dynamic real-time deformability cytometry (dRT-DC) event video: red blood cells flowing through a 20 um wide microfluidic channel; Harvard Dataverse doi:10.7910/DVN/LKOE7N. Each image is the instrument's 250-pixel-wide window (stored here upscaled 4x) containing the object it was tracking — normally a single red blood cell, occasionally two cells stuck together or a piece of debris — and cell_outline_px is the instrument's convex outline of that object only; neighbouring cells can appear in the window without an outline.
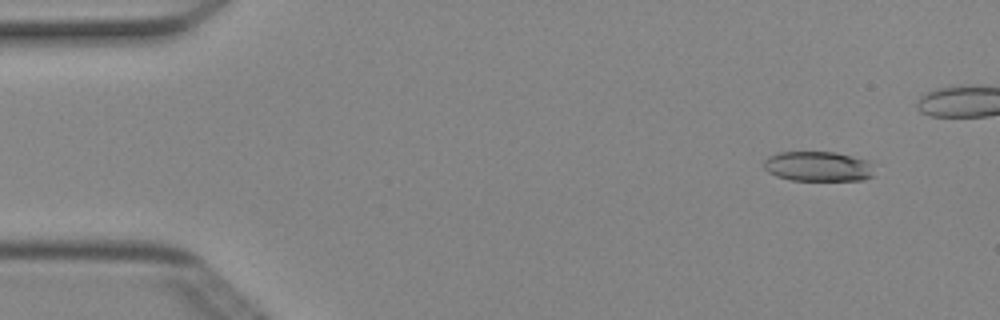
{"species": "Egyptian fruit bat (a non-hibernating species)", "species_latin": "Rousettus aegyptiacus", "temperature_condition": "cold", "stored_images_in_passage": 5, "segment_of_instrument_passage": [2, 2], "camera_frame_rate_fps": 3000, "um_per_image_px": 0.085, "animal": {"sex": "female"}, "frame": {"image": 1, "passage_image": 5, "time_ms": 1.333, "image_size_px": [1000, 320], "cell_outline_px": [[876, 164], [872, 176], [864, 180], [792, 180], [776, 176], [768, 172], [764, 168], [764, 160], [768, 156], [776, 152], [836, 152], [868, 160]], "centroid_in_image_um": [69.57, 14.14], "position_along_channel_um": 15.4, "area_um2": 19.59}}